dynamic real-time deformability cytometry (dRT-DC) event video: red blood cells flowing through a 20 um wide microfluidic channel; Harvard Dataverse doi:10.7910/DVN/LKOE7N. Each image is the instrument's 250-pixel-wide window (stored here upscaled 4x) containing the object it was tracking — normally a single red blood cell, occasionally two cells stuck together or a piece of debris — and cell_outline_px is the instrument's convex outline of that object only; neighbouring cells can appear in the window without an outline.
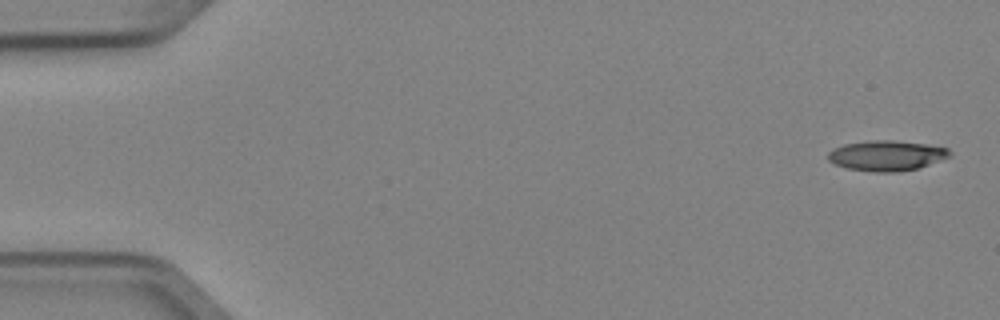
{"species": "Egyptian fruit bat (a non-hibernating species)", "species_latin": "Rousettus aegyptiacus", "temperature_condition": "cold", "stored_images_in_passage": 5, "camera_frame_rate_fps": 3000, "um_per_image_px": 0.085, "animal": {"sex": "female"}, "frame": {"image": 1, "passage_image": 1, "time_ms": 0.0, "image_size_px": [1000, 320], "cell_outline_px": [[952, 156], [916, 168], [900, 172], [872, 172], [848, 168], [836, 164], [828, 160], [828, 152], [832, 148], [844, 144], [872, 140], [892, 140], [924, 144], [948, 148], [952, 152]], "centroid_in_image_um": [75.35, 13.22], "position_along_channel_um": 9.7, "area_um2": 21.39}}
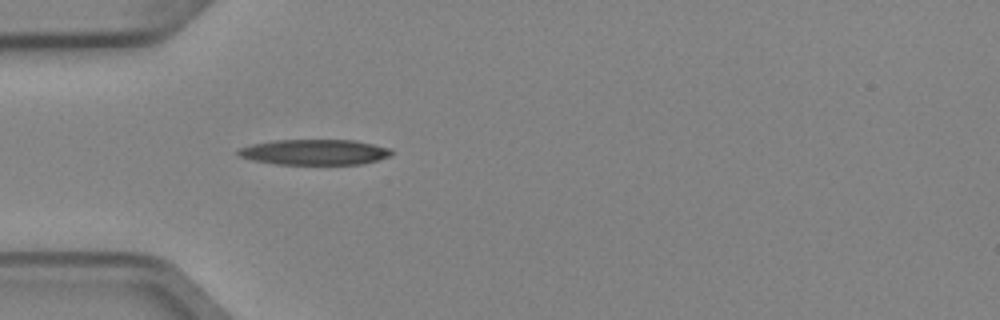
{"frame": {"image": 2, "passage_image": 5, "time_ms": 1.333, "image_size_px": [1000, 320], "cell_outline_px": [[392, 156], [364, 164], [276, 164], [252, 160], [236, 156], [236, 152], [240, 148], [252, 144], [272, 140], [352, 140], [392, 148]], "centroid_in_image_um": [26.73, 12.93], "position_along_channel_um": 58.3, "area_um2": 22.95}}